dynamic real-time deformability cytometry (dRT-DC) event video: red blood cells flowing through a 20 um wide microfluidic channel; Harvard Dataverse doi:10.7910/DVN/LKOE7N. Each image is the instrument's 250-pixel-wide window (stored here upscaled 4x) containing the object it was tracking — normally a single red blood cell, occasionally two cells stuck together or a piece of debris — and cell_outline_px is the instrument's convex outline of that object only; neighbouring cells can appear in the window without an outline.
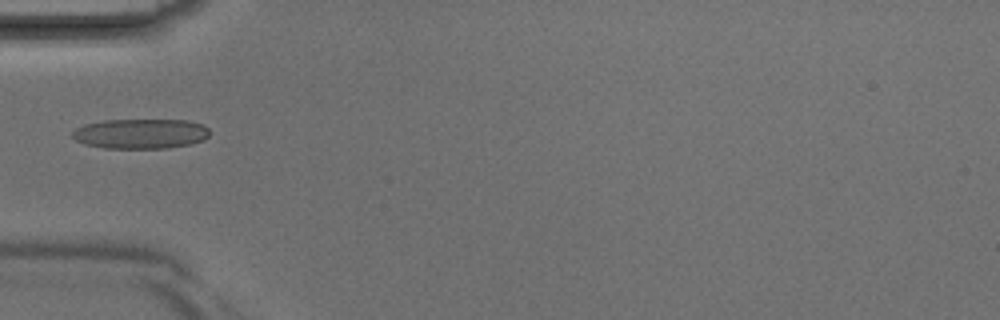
{"species": "Egyptian fruit bat (a non-hibernating species)", "species_latin": "Rousettus aegyptiacus", "temperature_condition": "room temperature", "stored_images_in_passage": 3, "camera_frame_rate_fps": 3000, "um_per_image_px": 0.085, "animal": {"sex": "male"}, "frame": {"image": 1, "passage_image": 3, "time_ms": 0.667, "image_size_px": [1000, 320], "cell_outline_px": [[208, 136], [204, 140], [188, 144], [168, 148], [104, 148], [84, 144], [76, 140], [72, 136], [72, 132], [76, 128], [84, 124], [104, 120], [188, 120], [204, 124], [208, 128]], "centroid_in_image_um": [11.95, 11.36], "position_along_channel_um": 73.1, "area_um2": 23.99}}